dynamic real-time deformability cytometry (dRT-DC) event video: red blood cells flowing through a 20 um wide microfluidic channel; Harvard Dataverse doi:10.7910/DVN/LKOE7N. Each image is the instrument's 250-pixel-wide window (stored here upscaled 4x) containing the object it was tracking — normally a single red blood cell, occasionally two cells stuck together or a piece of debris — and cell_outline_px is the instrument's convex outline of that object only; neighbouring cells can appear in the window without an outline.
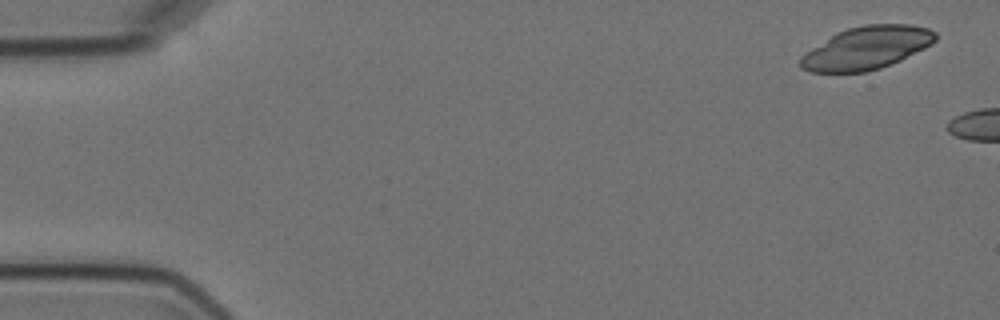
{"species": "Egyptian fruit bat (a non-hibernating species)", "species_latin": "Rousettus aegyptiacus", "temperature_condition": "cold", "stored_images_in_passage": 3, "camera_frame_rate_fps": 3000, "um_per_image_px": 0.085, "animal": {"sex": "female"}, "frame": {"image": 1, "passage_image": 1, "time_ms": 0.0, "image_size_px": [1000, 320], "cell_outline_px": [[936, 40], [932, 44], [900, 60], [880, 68], [864, 72], [808, 72], [800, 68], [800, 56], [836, 32], [848, 28], [864, 24], [912, 24], [928, 28], [936, 32]], "centroid_in_image_um": [73.66, 4.07], "position_along_channel_um": 11.3, "area_um2": 33.64}}